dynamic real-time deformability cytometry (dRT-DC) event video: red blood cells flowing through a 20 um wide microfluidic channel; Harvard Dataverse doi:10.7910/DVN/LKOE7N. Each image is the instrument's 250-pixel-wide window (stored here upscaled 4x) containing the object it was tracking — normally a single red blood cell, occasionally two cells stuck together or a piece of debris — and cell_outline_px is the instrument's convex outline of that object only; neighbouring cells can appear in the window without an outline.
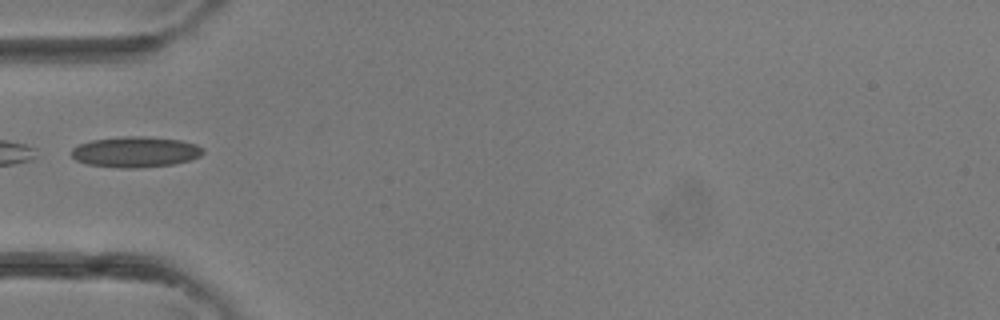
{"species": "common noctule bat (a hibernating species)", "species_latin": "Nyctalus noctula", "temperature_condition": "room temperature", "stored_images_in_passage": 1, "camera_frame_rate_fps": 3000, "um_per_image_px": 0.085, "animal": {"sex": "female"}, "frame": {"image": 1, "passage_image": 1, "time_ms": 0.0, "image_size_px": [1000, 320], "cell_outline_px": [[204, 152], [200, 156], [188, 160], [172, 164], [136, 168], [120, 168], [84, 164], [76, 160], [72, 156], [72, 148], [80, 144], [92, 140], [124, 136], [144, 136], [180, 140], [196, 144], [204, 148]], "centroid_in_image_um": [11.5, 12.91], "position_along_channel_um": 73.5, "area_um2": 23.52}}